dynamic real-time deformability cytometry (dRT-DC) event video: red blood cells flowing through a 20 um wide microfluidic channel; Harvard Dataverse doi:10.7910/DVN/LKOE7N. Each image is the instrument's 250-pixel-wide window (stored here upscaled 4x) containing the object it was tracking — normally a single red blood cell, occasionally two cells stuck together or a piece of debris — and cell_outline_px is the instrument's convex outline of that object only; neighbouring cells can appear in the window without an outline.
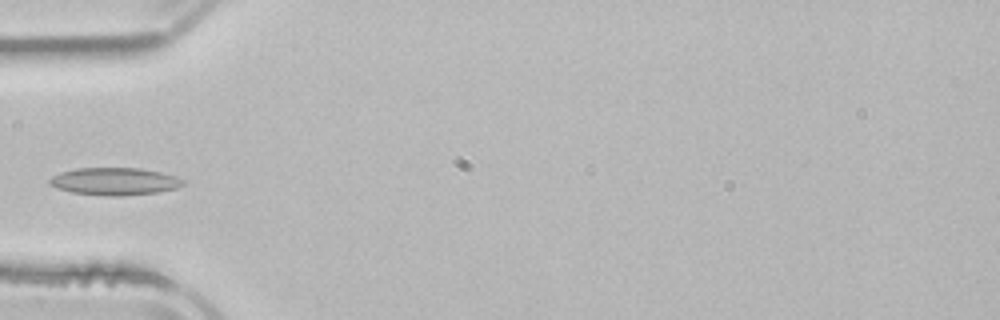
{"species": "common noctule bat (a hibernating species)", "species_latin": "Nyctalus noctula", "temperature_condition": "room temperature", "stored_images_in_passage": 4, "camera_frame_rate_fps": 3000, "um_per_image_px": 0.085, "animal": {"sex": "male", "body_mass_g": 21.5, "forearm_length_mm": 52.0}, "frame": {"image": 1, "passage_image": 4, "time_ms": 3.667, "image_size_px": [1000, 320], "cell_outline_px": [[184, 184], [176, 188], [160, 192], [120, 196], [104, 196], [72, 192], [56, 188], [48, 180], [52, 176], [60, 172], [76, 168], [140, 168], [160, 172], [176, 176], [184, 180]], "centroid_in_image_um": [9.75, 15.42], "position_along_channel_um": 75.2, "area_um2": 21.39}}